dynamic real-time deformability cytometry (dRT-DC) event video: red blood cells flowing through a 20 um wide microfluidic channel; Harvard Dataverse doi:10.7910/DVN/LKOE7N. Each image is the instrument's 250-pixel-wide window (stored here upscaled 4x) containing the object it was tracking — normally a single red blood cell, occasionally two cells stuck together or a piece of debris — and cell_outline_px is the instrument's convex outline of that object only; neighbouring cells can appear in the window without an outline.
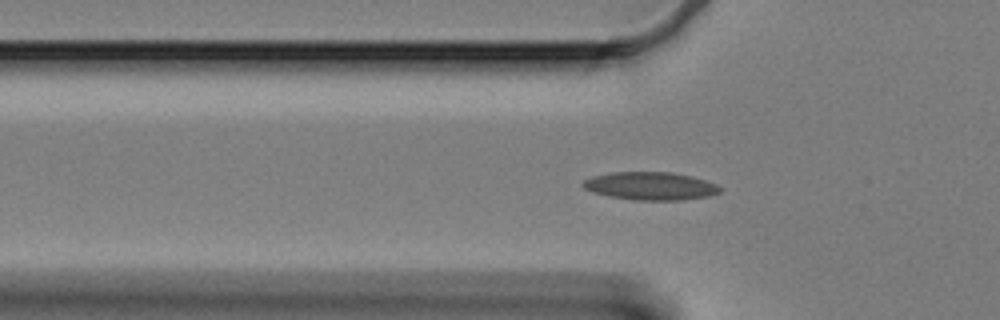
{"species": "Egyptian fruit bat (a non-hibernating species)", "species_latin": "Rousettus aegyptiacus", "temperature_condition": "cold", "stored_images_in_passage": 38, "camera_frame_rate_fps": 3000, "um_per_image_px": 0.085, "animal": {"sex": "female"}, "frame": {"image": 1, "passage_image": 11, "time_ms": 3.333, "image_size_px": [1000, 320], "cell_outline_px": [[724, 188], [720, 192], [708, 196], [680, 200], [632, 200], [608, 196], [592, 192], [584, 188], [580, 184], [584, 180], [592, 176], [608, 172], [672, 172], [692, 176], [716, 184]], "centroid_in_image_um": [55.26, 15.81], "position_along_channel_um": 70.5, "area_um2": 22.54}}
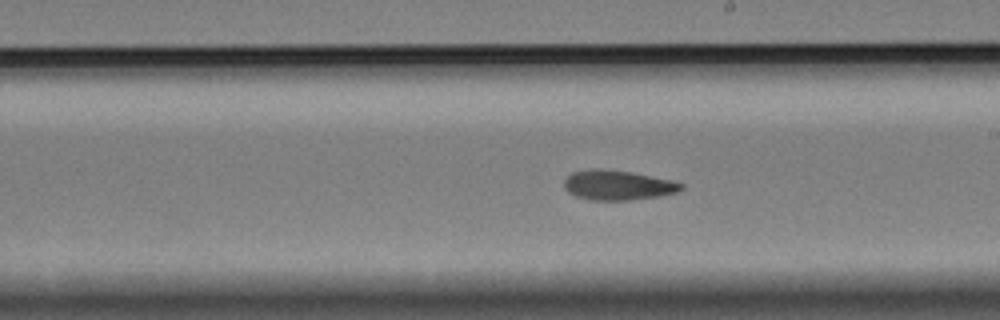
{"frame": {"image": 2, "passage_image": 26, "time_ms": 8.333, "image_size_px": [1000, 320], "cell_outline_px": [[684, 188], [676, 192], [660, 196], [632, 200], [588, 200], [576, 196], [568, 192], [564, 188], [564, 180], [572, 172], [592, 168], [600, 168], [632, 172], [672, 180], [684, 184]], "centroid_in_image_um": [52.5, 15.73], "position_along_channel_um": 236.5, "area_um2": 20.52}}
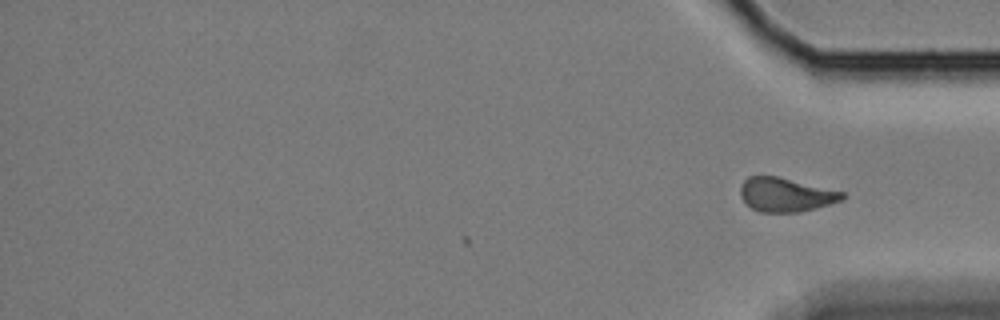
{"frame": {"image": 3, "passage_image": 38, "time_ms": 12.333, "image_size_px": [1000, 320], "cell_outline_px": [[848, 196], [844, 200], [816, 208], [800, 212], [760, 212], [752, 208], [740, 196], [740, 188], [744, 180], [748, 176], [776, 176], [844, 192]], "centroid_in_image_um": [66.82, 16.56], "position_along_channel_um": 368.4, "area_um2": 20.11}, "authors_computed_cell_mechanics": {"area_um2": 20.7502, "velocity_mm_per_s": 3.3047, "shape_relaxation_time_tau1_ms": null, "shape_relaxation_time_tau2_ms": 5.7769, "deformation_change_tau1": null, "deformation_change_tau2": 0.1055}}